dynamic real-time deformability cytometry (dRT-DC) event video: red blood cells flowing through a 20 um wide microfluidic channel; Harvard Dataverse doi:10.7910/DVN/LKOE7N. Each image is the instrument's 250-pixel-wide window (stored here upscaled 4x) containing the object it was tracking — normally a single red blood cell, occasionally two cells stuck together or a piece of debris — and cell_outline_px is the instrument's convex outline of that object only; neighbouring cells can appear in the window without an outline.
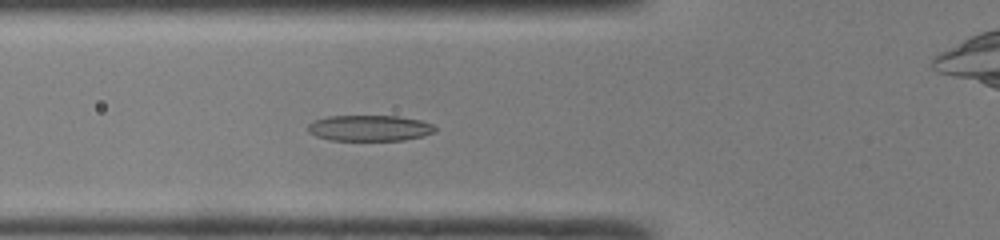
{"species": "common noctule bat (a hibernating species)", "species_latin": "Nyctalus noctula", "temperature_condition": "room temperature", "stored_images_in_passage": 38, "camera_frame_rate_fps": 3000, "um_per_image_px": 0.085, "animal": {"sex": "male", "body_mass_g": 19.0, "forearm_length_mm": 50.8}, "frame": {"image": 1, "passage_image": 7, "time_ms": 2.0, "image_size_px": [1000, 240], "cell_outline_px": [[436, 132], [424, 136], [404, 140], [328, 140], [316, 136], [308, 132], [308, 124], [316, 120], [328, 116], [396, 116], [420, 120], [432, 124], [436, 128]], "centroid_in_image_um": [31.43, 10.89], "position_along_channel_um": 94.4, "area_um2": 19.19}}
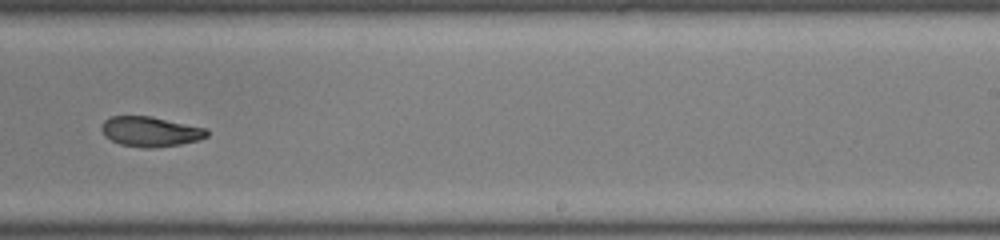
{"frame": {"image": 2, "passage_image": 20, "time_ms": 6.333, "image_size_px": [1000, 240], "cell_outline_px": [[208, 136], [200, 140], [180, 144], [152, 148], [144, 148], [120, 144], [104, 136], [100, 128], [104, 120], [112, 116], [152, 116], [208, 128]], "centroid_in_image_um": [12.8, 11.18], "position_along_channel_um": 276.2, "area_um2": 18.61}}
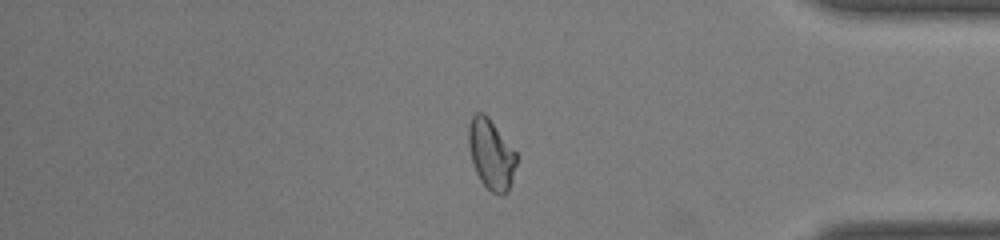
{"frame": {"image": 3, "passage_image": 30, "time_ms": 9.667, "image_size_px": [1000, 240], "cell_outline_px": [[516, 164], [512, 180], [508, 192], [504, 196], [500, 196], [492, 192], [480, 180], [476, 172], [472, 160], [468, 144], [468, 124], [472, 116], [476, 112], [484, 112], [488, 116], [516, 152]], "centroid_in_image_um": [41.74, 13.11], "position_along_channel_um": 393.5, "area_um2": 19.59}, "authors_computed_cell_mechanics": {"area_um2": 19.2185, "velocity_mm_per_s": 4.2043, "shape_relaxation_time_tau1_ms": 6.9968, "shape_relaxation_time_tau2_ms": 3.2125, "deformation_change_tau1": 0.1931, "deformation_change_tau2": 0.0921}}